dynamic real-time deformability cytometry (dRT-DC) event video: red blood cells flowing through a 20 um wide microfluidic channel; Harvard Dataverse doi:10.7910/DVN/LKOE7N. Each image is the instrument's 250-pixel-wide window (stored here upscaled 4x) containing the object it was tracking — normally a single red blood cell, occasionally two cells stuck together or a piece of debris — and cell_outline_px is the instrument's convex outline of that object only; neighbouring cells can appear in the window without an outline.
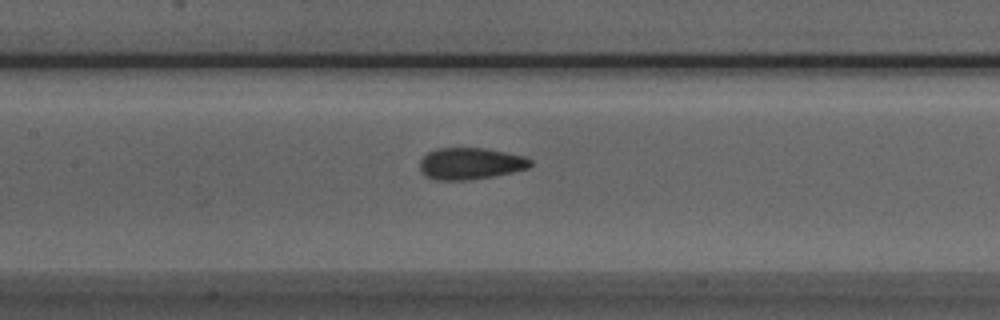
{"species": "Egyptian fruit bat (a non-hibernating species)", "species_latin": "Rousettus aegyptiacus", "temperature_condition": "room temperature", "stored_images_in_passage": 34, "camera_frame_rate_fps": 3000, "um_per_image_px": 0.085, "animal": {"sex": "male"}, "frame": {"image": 1, "passage_image": 11, "time_ms": 3.333, "image_size_px": [1000, 320], "cell_outline_px": [[532, 164], [528, 168], [512, 172], [492, 176], [468, 180], [436, 180], [424, 176], [420, 172], [420, 160], [428, 152], [436, 148], [484, 148], [524, 156], [532, 160]], "centroid_in_image_um": [39.95, 13.9], "position_along_channel_um": 167.4, "area_um2": 20.46}}
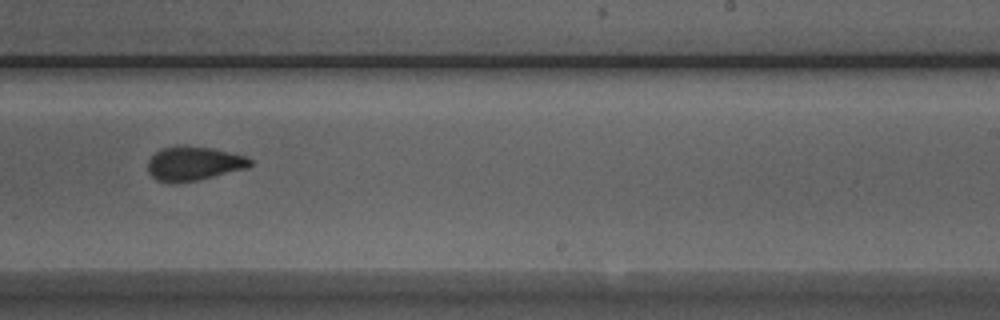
{"frame": {"image": 2, "passage_image": 19, "time_ms": 6.0, "image_size_px": [1000, 320], "cell_outline_px": [[252, 164], [248, 168], [200, 180], [176, 184], [172, 184], [156, 180], [148, 172], [148, 160], [160, 148], [176, 144], [212, 148], [248, 156], [252, 160]], "centroid_in_image_um": [16.46, 13.9], "position_along_channel_um": 272.5, "area_um2": 20.92}}
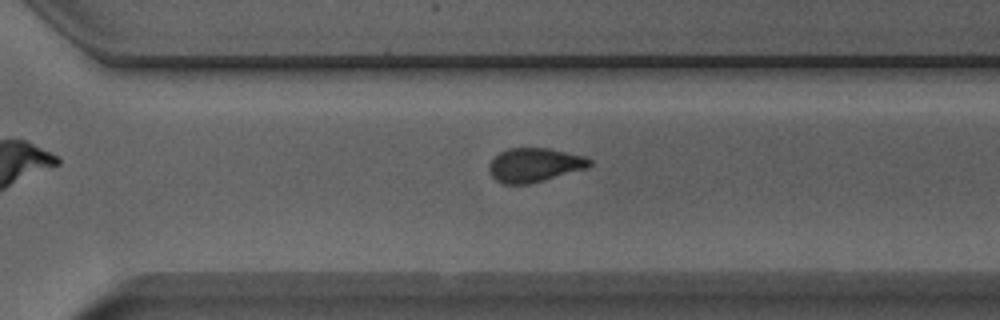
{"frame": {"image": 3, "passage_image": 23, "time_ms": 7.333, "image_size_px": [1000, 320], "cell_outline_px": [[592, 164], [588, 168], [544, 180], [528, 184], [504, 184], [496, 180], [492, 176], [488, 168], [488, 164], [500, 152], [508, 148], [548, 148], [584, 156], [592, 160]], "centroid_in_image_um": [45.44, 14.02], "position_along_channel_um": 325.2, "area_um2": 19.88}}